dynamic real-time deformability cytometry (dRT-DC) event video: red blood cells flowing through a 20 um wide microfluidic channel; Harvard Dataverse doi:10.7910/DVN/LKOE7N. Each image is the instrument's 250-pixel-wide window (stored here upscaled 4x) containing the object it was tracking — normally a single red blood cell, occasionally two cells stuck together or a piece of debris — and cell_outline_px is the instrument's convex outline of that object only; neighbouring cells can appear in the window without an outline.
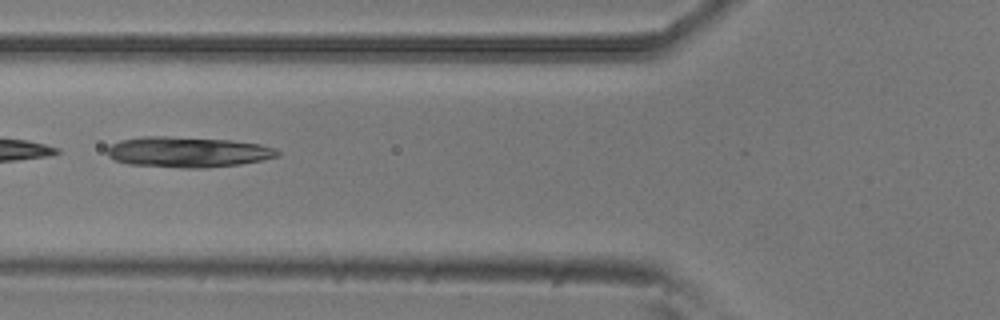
{"species": "common noctule bat (a hibernating species)", "species_latin": "Nyctalus noctula", "temperature_condition": "room temperature", "stored_images_in_passage": 28, "camera_frame_rate_fps": 3000, "um_per_image_px": 0.085, "animal": {"sex": "male", "body_mass_g": 20.5, "forearm_length_mm": 52.5}, "frame": {"image": 1, "passage_image": 19, "time_ms": 6.0, "image_size_px": [1000, 320], "cell_outline_px": [[280, 156], [240, 164], [204, 168], [184, 168], [128, 164], [116, 160], [108, 156], [108, 148], [112, 144], [120, 140], [140, 136], [168, 136], [232, 140], [260, 144], [272, 148], [280, 152]], "centroid_in_image_um": [15.95, 12.92], "position_along_channel_um": 109.9, "area_um2": 30.29}}
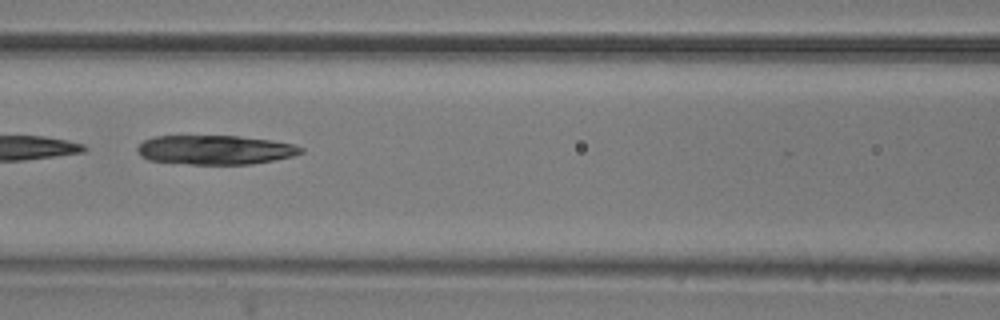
{"frame": {"image": 2, "passage_image": 22, "time_ms": 7.0, "image_size_px": [1000, 320], "cell_outline_px": [[304, 152], [292, 156], [252, 164], [188, 164], [148, 160], [140, 156], [136, 152], [136, 148], [144, 140], [152, 136], [240, 136], [272, 140], [296, 144], [304, 148]], "centroid_in_image_um": [18.28, 12.73], "position_along_channel_um": 148.3, "area_um2": 28.09}}